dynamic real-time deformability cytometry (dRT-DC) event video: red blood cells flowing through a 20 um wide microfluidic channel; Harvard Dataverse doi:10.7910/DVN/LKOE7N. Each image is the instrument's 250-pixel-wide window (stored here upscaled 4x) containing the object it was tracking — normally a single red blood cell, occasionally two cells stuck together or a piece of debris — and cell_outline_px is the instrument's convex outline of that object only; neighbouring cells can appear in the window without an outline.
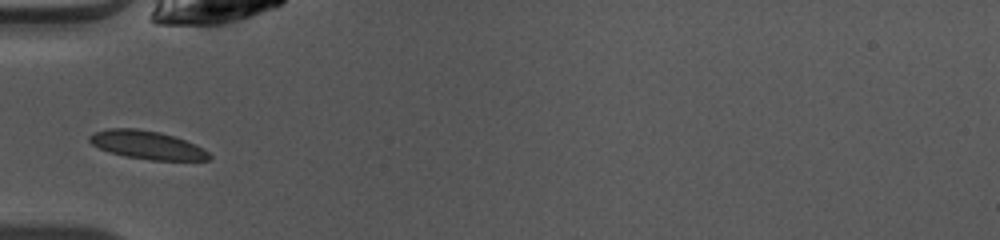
{"species": "common noctule bat (a hibernating species)", "species_latin": "Nyctalus noctula", "temperature_condition": "warm", "stored_images_in_passage": 34, "camera_frame_rate_fps": 3000, "um_per_image_px": 0.085, "animal": {"sex": "female", "body_mass_g": 10.0, "forearm_length_mm": 53.1}, "frame": {"image": 1, "passage_image": 1, "time_ms": 0.0, "image_size_px": [1000, 240], "cell_outline_px": [[212, 156], [208, 160], [152, 160], [124, 156], [108, 152], [92, 144], [88, 140], [88, 136], [96, 132], [108, 128], [136, 128], [160, 132], [176, 136], [196, 144], [208, 152]], "centroid_in_image_um": [12.51, 12.32], "position_along_channel_um": 72.5, "area_um2": 19.83}}
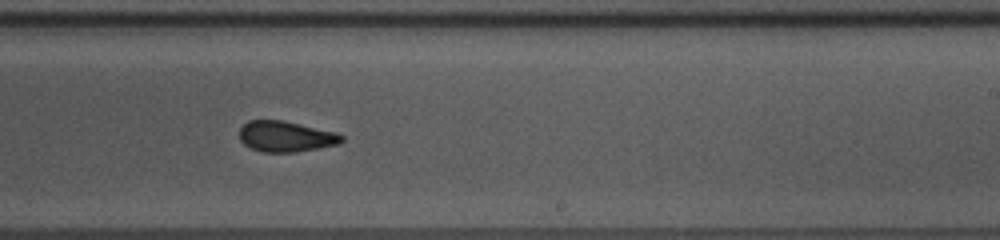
{"frame": {"image": 2, "passage_image": 15, "time_ms": 4.667, "image_size_px": [1000, 240], "cell_outline_px": [[344, 140], [340, 144], [296, 152], [264, 152], [252, 148], [244, 144], [240, 140], [240, 128], [248, 120], [284, 120], [336, 132], [344, 136]], "centroid_in_image_um": [24.32, 11.59], "position_along_channel_um": 264.7, "area_um2": 18.38}}
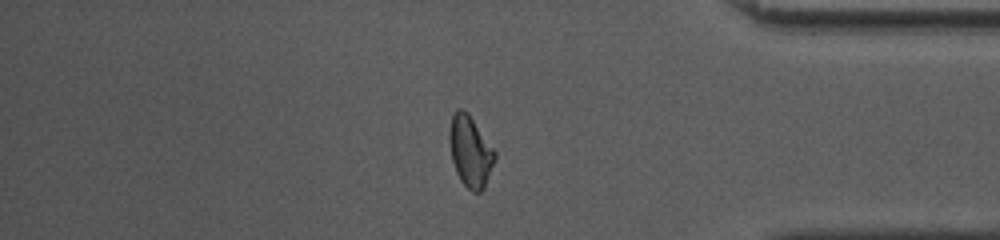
{"frame": {"image": 3, "passage_image": 26, "time_ms": 8.333, "image_size_px": [1000, 240], "cell_outline_px": [[496, 156], [484, 188], [480, 192], [472, 192], [460, 180], [456, 172], [452, 160], [448, 140], [448, 132], [452, 116], [456, 108], [464, 108], [468, 112], [496, 152]], "centroid_in_image_um": [39.95, 12.83], "position_along_channel_um": 395.3, "area_um2": 18.9}, "authors_computed_cell_mechanics": {"area_um2": 18.6116, "velocity_mm_per_s": 4.0938, "shape_relaxation_time_tau1_ms": 4.8953, "shape_relaxation_time_tau2_ms": 1.9271, "deformation_change_tau1": 0.1184, "deformation_change_tau2": 0.073}}